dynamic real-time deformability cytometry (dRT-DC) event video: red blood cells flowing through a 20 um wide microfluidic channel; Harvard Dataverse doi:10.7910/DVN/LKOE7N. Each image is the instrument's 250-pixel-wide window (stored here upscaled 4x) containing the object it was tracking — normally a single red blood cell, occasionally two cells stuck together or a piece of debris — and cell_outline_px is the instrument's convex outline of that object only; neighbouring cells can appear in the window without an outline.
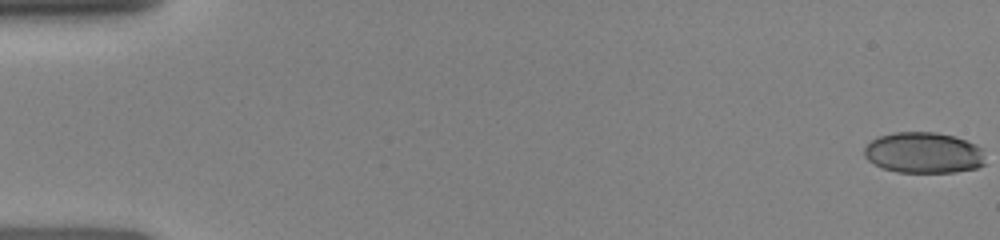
{"species": "human", "species_latin": "Homo sapiens", "temperature_condition": "room temperature", "stored_images_in_passage": 28, "camera_frame_rate_fps": 3000, "um_per_image_px": 0.085, "donor": {"sex": "female"}, "frame": {"image": 1, "passage_image": 1, "time_ms": 0.0, "image_size_px": [1000, 240], "cell_outline_px": [[984, 164], [976, 168], [956, 172], [896, 172], [884, 168], [868, 160], [864, 156], [864, 148], [872, 140], [880, 136], [896, 132], [936, 132], [956, 136], [976, 144], [984, 148]], "centroid_in_image_um": [78.55, 12.98], "position_along_channel_um": 6.4, "area_um2": 29.02}}
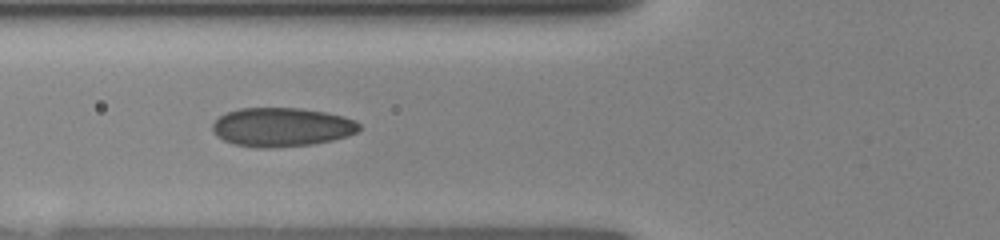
{"frame": {"image": 2, "passage_image": 19, "time_ms": 6.0, "image_size_px": [1000, 240], "cell_outline_px": [[360, 128], [356, 132], [348, 136], [332, 140], [312, 144], [276, 148], [256, 148], [232, 144], [216, 136], [212, 132], [212, 124], [220, 116], [228, 112], [240, 108], [300, 108], [324, 112], [344, 116], [356, 120], [360, 124]], "centroid_in_image_um": [23.93, 10.81], "position_along_channel_um": 101.9, "area_um2": 33.52}}
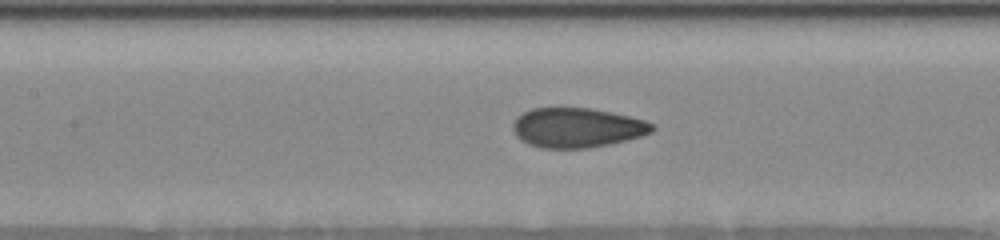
{"frame": {"image": 3, "passage_image": 25, "time_ms": 7.333, "image_size_px": [1000, 240], "cell_outline_px": [[656, 128], [652, 132], [628, 140], [588, 148], [540, 148], [528, 144], [516, 136], [512, 128], [512, 124], [516, 116], [532, 108], [592, 108], [612, 112], [644, 120], [652, 124]], "centroid_in_image_um": [49.02, 10.85], "position_along_channel_um": 158.4, "area_um2": 32.25}}